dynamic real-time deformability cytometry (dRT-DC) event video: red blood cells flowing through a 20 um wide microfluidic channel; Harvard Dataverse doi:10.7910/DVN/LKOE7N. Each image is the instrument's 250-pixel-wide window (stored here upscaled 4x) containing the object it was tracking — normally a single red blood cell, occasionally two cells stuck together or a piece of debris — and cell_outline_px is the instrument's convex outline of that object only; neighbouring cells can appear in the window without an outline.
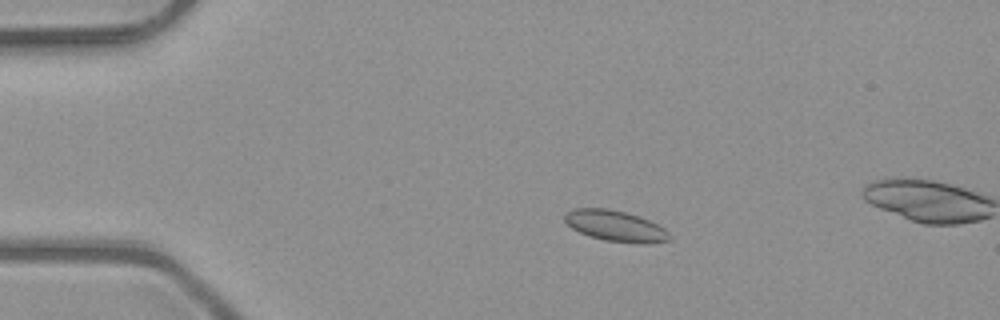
{"species": "common noctule bat (a hibernating species)", "species_latin": "Nyctalus noctula", "temperature_condition": "room temperature", "stored_images_in_passage": 5, "camera_frame_rate_fps": 3000, "um_per_image_px": 0.085, "animal": {"sex": "male", "body_mass_g": 23.1, "forearm_length_mm": 52.7}, "frame": {"image": 1, "passage_image": 4, "time_ms": 1.0, "image_size_px": [1000, 320], "cell_outline_px": [[672, 240], [648, 244], [636, 244], [604, 240], [588, 236], [572, 228], [564, 220], [564, 212], [572, 208], [608, 208], [640, 216], [664, 228], [672, 236]], "centroid_in_image_um": [52.32, 19.21], "position_along_channel_um": 32.7, "area_um2": 19.19}}